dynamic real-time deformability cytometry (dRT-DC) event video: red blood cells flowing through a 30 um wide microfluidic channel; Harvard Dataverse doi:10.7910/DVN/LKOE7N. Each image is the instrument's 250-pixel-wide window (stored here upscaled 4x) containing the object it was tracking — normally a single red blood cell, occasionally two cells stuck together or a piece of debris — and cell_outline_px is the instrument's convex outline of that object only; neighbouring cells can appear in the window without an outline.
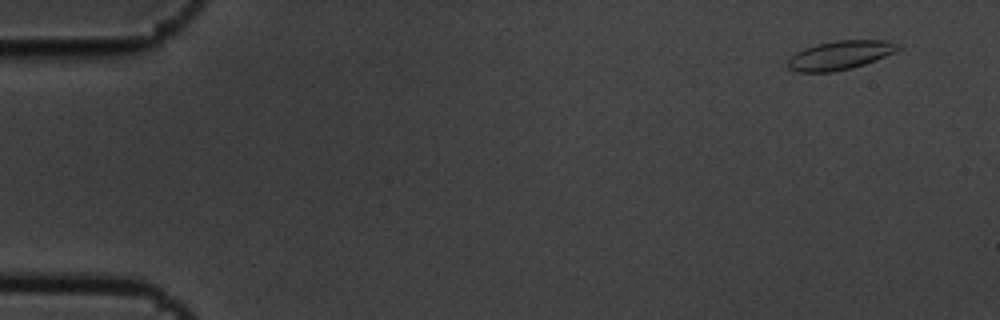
{"species": "common noctule bat (a hibernating species)", "species_latin": "Nyctalus noctula", "temperature_condition": "cold", "stored_images_in_passage": 6, "camera_frame_rate_fps": 3000, "um_per_image_px": 0.085, "animal": {"sex": "male", "body_mass_g": 19.5, "forearm_length_mm": 54.6}, "frame": {"image": 1, "passage_image": 1, "time_ms": 0.0, "image_size_px": [1000, 320], "cell_outline_px": [[904, 44], [896, 52], [876, 60], [852, 68], [832, 72], [796, 72], [788, 68], [788, 60], [796, 52], [804, 48], [816, 44], [836, 40], [884, 40]], "centroid_in_image_um": [71.44, 4.68], "position_along_channel_um": 13.6, "area_um2": 18.73}}
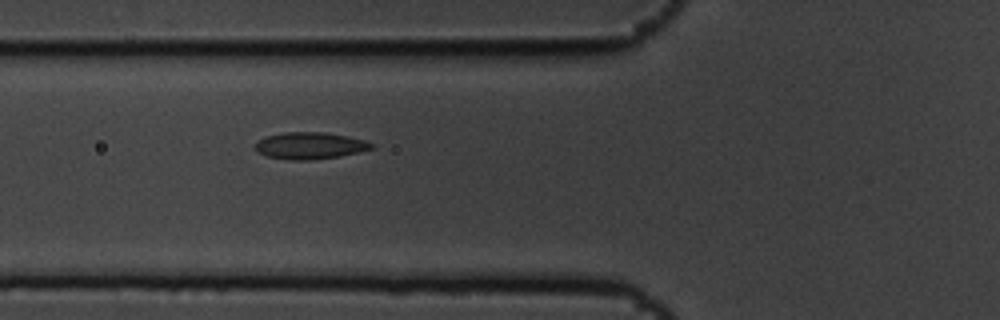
{"frame": {"image": 2, "passage_image": 6, "time_ms": 1.667, "image_size_px": [1000, 320], "cell_outline_px": [[376, 148], [340, 156], [312, 160], [292, 160], [268, 156], [256, 152], [256, 144], [260, 140], [268, 136], [284, 132], [324, 132], [348, 136], [364, 140], [376, 144]], "centroid_in_image_um": [26.41, 12.38], "position_along_channel_um": 99.4, "area_um2": 18.15}}